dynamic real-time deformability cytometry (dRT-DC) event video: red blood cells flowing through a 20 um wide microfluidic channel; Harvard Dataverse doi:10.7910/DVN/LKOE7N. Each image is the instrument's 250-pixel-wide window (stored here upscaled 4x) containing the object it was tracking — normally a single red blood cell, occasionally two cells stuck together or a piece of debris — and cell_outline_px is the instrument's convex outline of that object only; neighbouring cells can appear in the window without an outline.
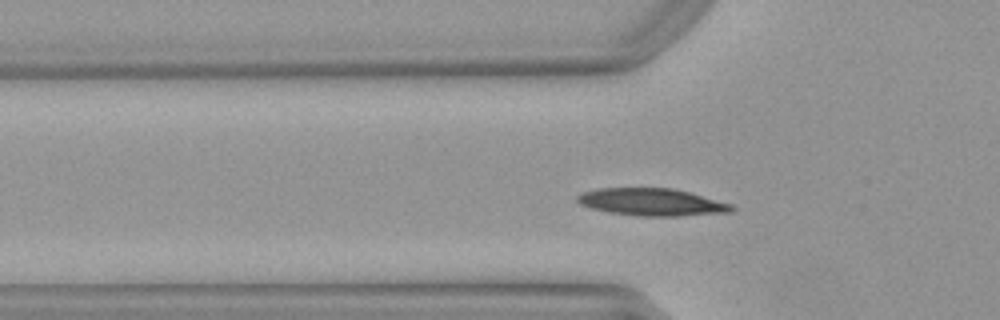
{"species": "Egyptian fruit bat (a non-hibernating species)", "species_latin": "Rousettus aegyptiacus", "temperature_condition": "warm", "stored_images_in_passage": 49, "camera_frame_rate_fps": 3000, "um_per_image_px": 0.085, "animal": {"sex": "female"}, "frame": {"image": 1, "passage_image": 13, "time_ms": 4.0, "image_size_px": [1000, 320], "cell_outline_px": [[736, 208], [732, 212], [680, 216], [636, 216], [608, 212], [588, 208], [580, 204], [576, 200], [576, 196], [584, 192], [596, 188], [672, 188], [688, 192], [732, 204]], "centroid_in_image_um": [55.38, 17.18], "position_along_channel_um": 70.4, "area_um2": 24.74}}
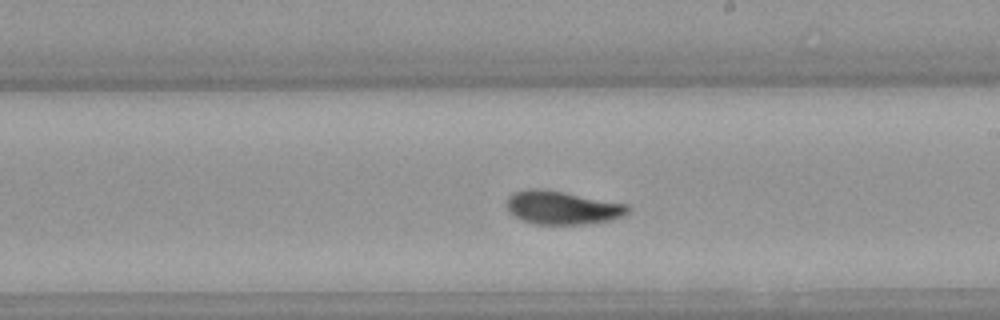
{"frame": {"image": 2, "passage_image": 26, "time_ms": 8.333, "image_size_px": [1000, 320], "cell_outline_px": [[632, 212], [624, 216], [608, 220], [584, 224], [536, 224], [520, 220], [508, 212], [504, 204], [508, 196], [512, 192], [528, 188], [540, 188], [564, 192], [628, 204], [632, 208]], "centroid_in_image_um": [47.76, 17.64], "position_along_channel_um": 241.2, "area_um2": 24.04}}
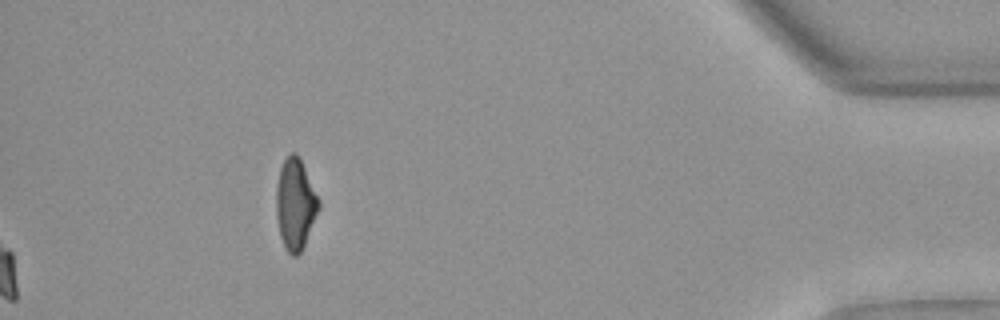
{"frame": {"image": 3, "passage_image": 49, "time_ms": 16.0, "image_size_px": [1000, 320], "cell_outline_px": [[320, 208], [304, 244], [300, 252], [296, 256], [292, 256], [288, 252], [280, 236], [276, 216], [276, 188], [280, 168], [284, 160], [292, 152], [296, 152], [320, 200]], "centroid_in_image_um": [25.09, 17.36], "position_along_channel_um": 410.1, "area_um2": 22.2}, "authors_computed_cell_mechanics": {"area_um2": 22.831, "velocity_mm_per_s": 3.9504, "shape_relaxation_time_tau1_ms": 4.6722, "shape_relaxation_time_tau2_ms": 2.3402, "deformation_change_tau1": 0.1604, "deformation_change_tau2": 0.0498}}